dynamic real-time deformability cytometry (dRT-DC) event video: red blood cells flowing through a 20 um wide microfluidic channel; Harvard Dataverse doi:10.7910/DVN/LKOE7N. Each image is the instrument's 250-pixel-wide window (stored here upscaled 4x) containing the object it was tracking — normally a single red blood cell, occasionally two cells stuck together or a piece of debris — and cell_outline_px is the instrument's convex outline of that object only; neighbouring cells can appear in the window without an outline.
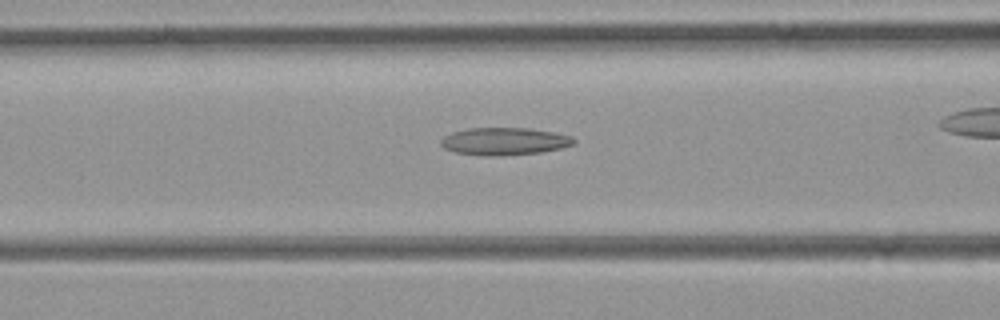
{"species": "common noctule bat (a hibernating species)", "species_latin": "Nyctalus noctula", "temperature_condition": "room temperature", "stored_images_in_passage": 39, "camera_frame_rate_fps": 3000, "um_per_image_px": 0.085, "animal": {"sex": "female", "body_mass_g": 21.9}, "frame": {"image": 1, "passage_image": 20, "time_ms": 6.333, "image_size_px": [1000, 320], "cell_outline_px": [[576, 140], [572, 144], [560, 148], [540, 152], [496, 156], [484, 156], [456, 152], [444, 148], [440, 144], [440, 140], [444, 136], [452, 132], [468, 128], [528, 128], [552, 132], [572, 136]], "centroid_in_image_um": [42.83, 12.01], "position_along_channel_um": 123.8, "area_um2": 21.15}}
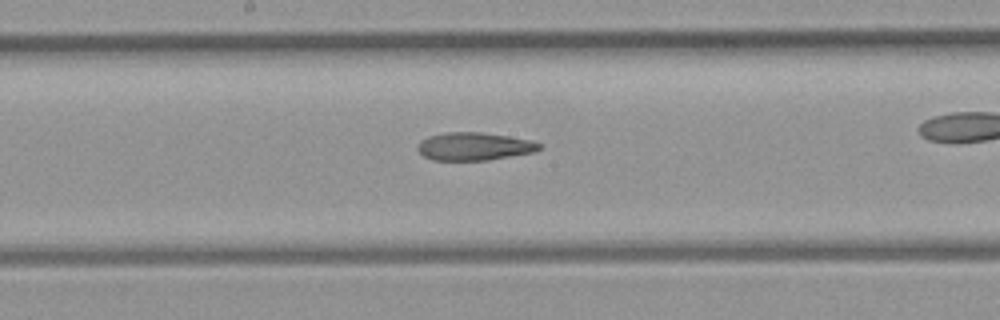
{"frame": {"image": 2, "passage_image": 26, "time_ms": 8.333, "image_size_px": [1000, 320], "cell_outline_px": [[540, 148], [536, 152], [488, 160], [432, 160], [424, 156], [416, 148], [420, 140], [428, 136], [448, 132], [480, 132], [508, 136], [532, 140], [540, 144]], "centroid_in_image_um": [40.3, 12.44], "position_along_channel_um": 207.9, "area_um2": 19.83}}
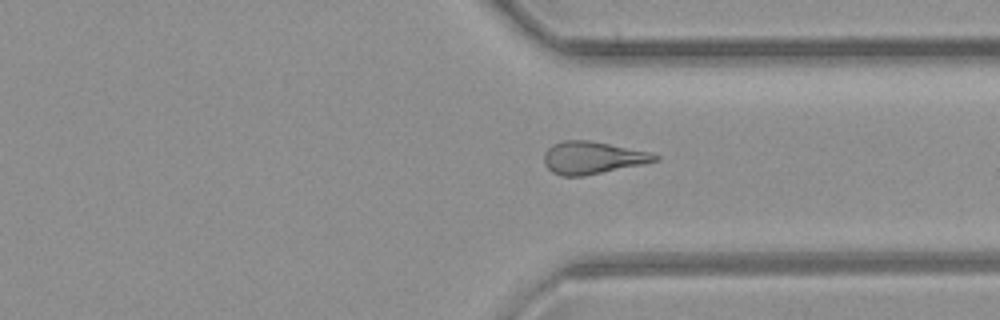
{"frame": {"image": 3, "passage_image": 37, "time_ms": 12.0, "image_size_px": [1000, 320], "cell_outline_px": [[660, 156], [656, 160], [640, 164], [584, 176], [560, 176], [552, 172], [544, 164], [544, 152], [552, 144], [564, 140], [588, 140], [648, 152]], "centroid_in_image_um": [50.27, 13.41], "position_along_channel_um": 361.1, "area_um2": 20.58}}